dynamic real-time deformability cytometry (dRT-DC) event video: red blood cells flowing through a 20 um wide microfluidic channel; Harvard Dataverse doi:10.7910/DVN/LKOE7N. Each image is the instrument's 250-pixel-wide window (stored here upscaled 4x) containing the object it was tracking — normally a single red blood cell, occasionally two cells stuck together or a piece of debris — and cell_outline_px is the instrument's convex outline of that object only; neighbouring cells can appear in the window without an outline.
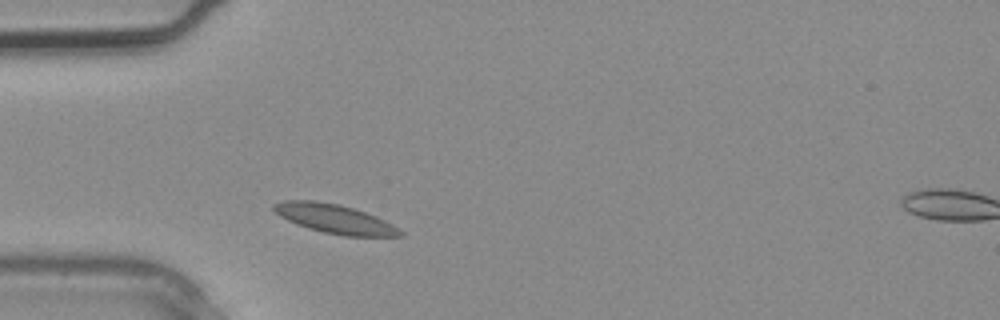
{"species": "common noctule bat (a hibernating species)", "species_latin": "Nyctalus noctula", "temperature_condition": "warm", "stored_images_in_passage": 2, "camera_frame_rate_fps": 3000, "um_per_image_px": 0.085, "animal": {"sex": "male", "body_mass_g": 20.4}, "frame": {"image": 1, "passage_image": 1, "time_ms": 0.0, "image_size_px": [1000, 320], "cell_outline_px": [[404, 236], [344, 236], [324, 232], [308, 228], [296, 224], [280, 216], [272, 208], [272, 204], [284, 200], [316, 200], [340, 204], [376, 216], [392, 224], [404, 232]], "centroid_in_image_um": [28.44, 18.59], "position_along_channel_um": 56.6, "area_um2": 21.39}}